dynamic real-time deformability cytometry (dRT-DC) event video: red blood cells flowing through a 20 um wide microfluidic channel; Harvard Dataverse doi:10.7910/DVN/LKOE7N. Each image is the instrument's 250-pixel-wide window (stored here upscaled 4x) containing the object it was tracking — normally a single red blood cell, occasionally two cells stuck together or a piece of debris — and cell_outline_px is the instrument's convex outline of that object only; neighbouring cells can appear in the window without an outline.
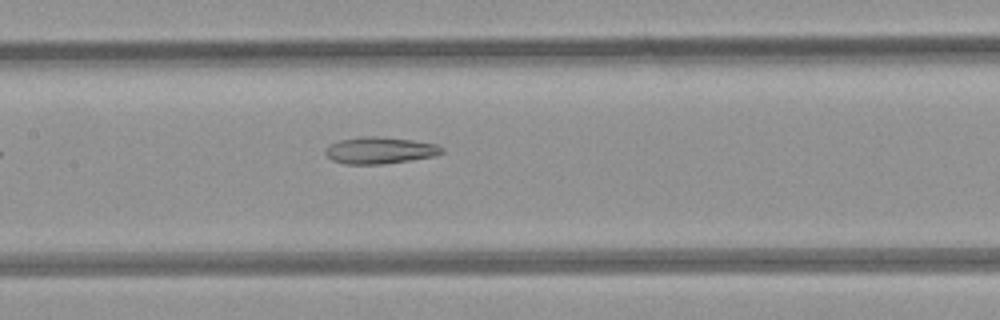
{"species": "common noctule bat (a hibernating species)", "species_latin": "Nyctalus noctula", "temperature_condition": "room temperature", "stored_images_in_passage": 8, "camera_frame_rate_fps": 3000, "um_per_image_px": 0.085, "animal": {"sex": "female", "body_mass_g": 21.9}, "frame": {"image": 1, "passage_image": 8, "time_ms": 8.0, "image_size_px": [1000, 320], "cell_outline_px": [[444, 152], [436, 156], [384, 164], [344, 164], [332, 160], [324, 152], [324, 148], [340, 140], [364, 136], [380, 136], [412, 140], [436, 144], [444, 148]], "centroid_in_image_um": [32.3, 12.78], "position_along_channel_um": 175.1, "area_um2": 18.21}}